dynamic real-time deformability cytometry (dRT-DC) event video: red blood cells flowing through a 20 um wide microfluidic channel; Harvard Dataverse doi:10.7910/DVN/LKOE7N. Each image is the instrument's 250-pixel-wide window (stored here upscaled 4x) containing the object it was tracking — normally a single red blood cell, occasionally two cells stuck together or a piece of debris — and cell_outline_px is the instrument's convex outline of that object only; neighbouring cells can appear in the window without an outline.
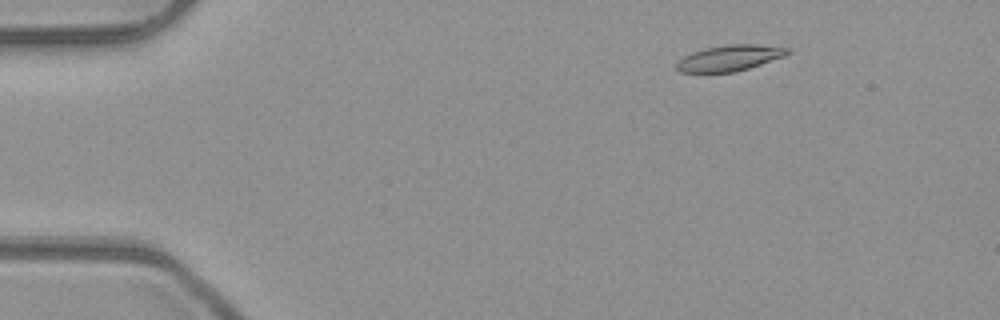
{"species": "common noctule bat (a hibernating species)", "species_latin": "Nyctalus noctula", "temperature_condition": "room temperature", "stored_images_in_passage": 5, "camera_frame_rate_fps": 3000, "um_per_image_px": 0.085, "animal": {"sex": "male", "body_mass_g": 23.1, "forearm_length_mm": 52.7}, "frame": {"image": 1, "passage_image": 2, "time_ms": 0.333, "image_size_px": [1000, 320], "cell_outline_px": [[792, 52], [784, 56], [736, 72], [680, 72], [676, 68], [676, 64], [684, 56], [692, 52], [704, 48], [728, 44], [756, 44], [792, 48]], "centroid_in_image_um": [62.05, 4.92], "position_along_channel_um": 23.0, "area_um2": 16.7}}
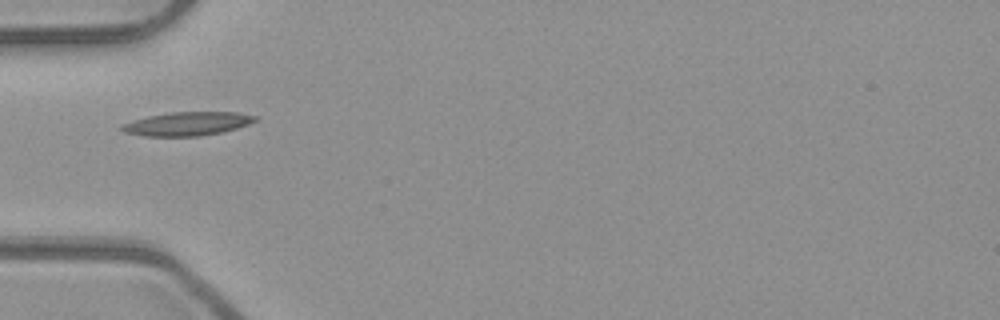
{"frame": {"image": 2, "passage_image": 4, "time_ms": 1.0, "image_size_px": [1000, 320], "cell_outline_px": [[256, 120], [248, 124], [236, 128], [220, 132], [200, 136], [144, 136], [124, 132], [120, 128], [120, 124], [132, 120], [148, 116], [172, 112], [240, 112], [256, 116]], "centroid_in_image_um": [15.88, 10.51], "position_along_channel_um": 69.1, "area_um2": 18.32}}
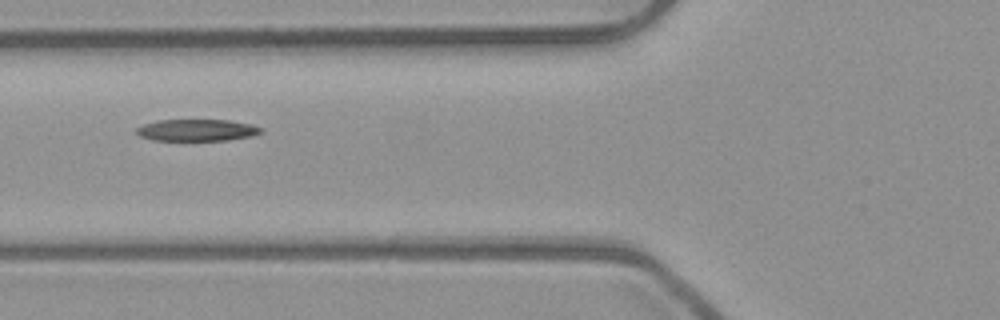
{"frame": {"image": 3, "passage_image": 5, "time_ms": 1.333, "image_size_px": [1000, 320], "cell_outline_px": [[264, 132], [252, 136], [228, 140], [152, 140], [140, 136], [136, 132], [136, 128], [144, 124], [156, 120], [228, 120], [252, 124], [264, 128]], "centroid_in_image_um": [16.78, 11.06], "position_along_channel_um": 109.0, "area_um2": 15.9}}